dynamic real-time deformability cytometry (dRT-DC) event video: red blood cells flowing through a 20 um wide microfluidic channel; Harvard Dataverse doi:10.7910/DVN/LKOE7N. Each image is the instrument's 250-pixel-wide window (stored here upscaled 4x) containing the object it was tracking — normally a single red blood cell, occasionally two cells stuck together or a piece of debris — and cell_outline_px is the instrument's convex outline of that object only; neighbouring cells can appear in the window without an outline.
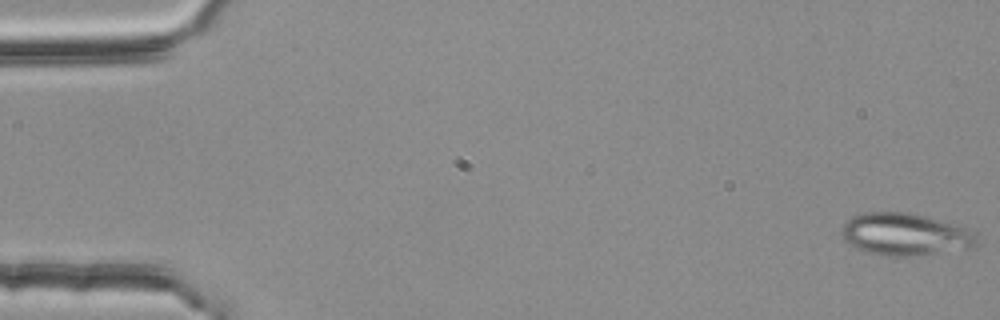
{"species": "common noctule bat (a hibernating species)", "species_latin": "Nyctalus noctula", "temperature_condition": "room temperature", "stored_images_in_passage": 4, "camera_frame_rate_fps": 3000, "um_per_image_px": 0.085, "animal": {"sex": "female", "body_mass_g": 25.1}, "frame": {"image": 1, "passage_image": 1, "time_ms": 0.0, "image_size_px": [1000, 320], "cell_outline_px": [[976, 244], [972, 248], [912, 256], [884, 256], [868, 252], [844, 240], [844, 224], [852, 216], [864, 212], [908, 212], [924, 216], [968, 228], [976, 232]], "centroid_in_image_um": [76.98, 19.92], "position_along_channel_um": 8.0, "area_um2": 32.89}}